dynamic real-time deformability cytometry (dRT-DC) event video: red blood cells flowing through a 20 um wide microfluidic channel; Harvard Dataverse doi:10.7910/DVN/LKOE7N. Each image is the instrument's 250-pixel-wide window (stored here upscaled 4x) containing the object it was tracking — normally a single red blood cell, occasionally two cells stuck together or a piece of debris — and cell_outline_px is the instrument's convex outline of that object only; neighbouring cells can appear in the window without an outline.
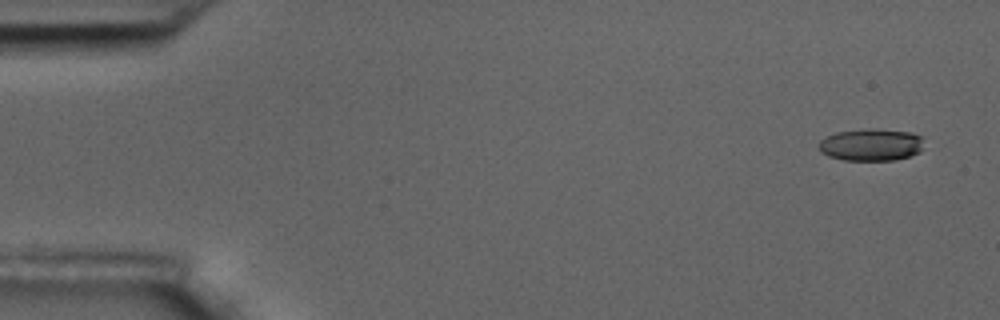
{"species": "common noctule bat (a hibernating species)", "species_latin": "Nyctalus noctula", "temperature_condition": "room temperature", "stored_images_in_passage": 7, "camera_frame_rate_fps": 3000, "um_per_image_px": 0.085, "animal": {"sex": "male", "body_mass_g": 17.5, "forearm_length_mm": 52.3}, "frame": {"image": 1, "passage_image": 1, "time_ms": 0.0, "image_size_px": [1000, 320], "cell_outline_px": [[924, 136], [920, 152], [896, 160], [844, 160], [828, 156], [820, 152], [816, 144], [820, 140], [836, 132], [868, 128], [876, 128], [912, 132]], "centroid_in_image_um": [74.04, 12.29], "position_along_channel_um": 11.0, "area_um2": 20.06}}
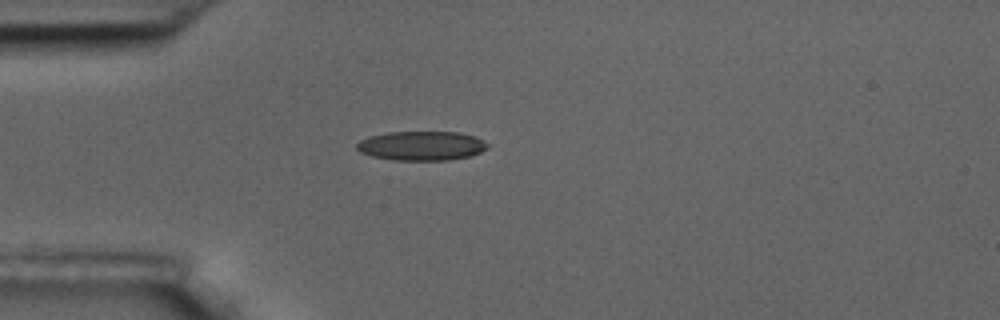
{"frame": {"image": 2, "passage_image": 4, "time_ms": 1.0, "image_size_px": [1000, 320], "cell_outline_px": [[488, 148], [472, 156], [448, 160], [392, 160], [372, 156], [360, 152], [356, 148], [356, 144], [360, 140], [368, 136], [388, 132], [460, 132], [484, 140], [488, 144]], "centroid_in_image_um": [35.82, 12.39], "position_along_channel_um": 49.2, "area_um2": 22.43}}